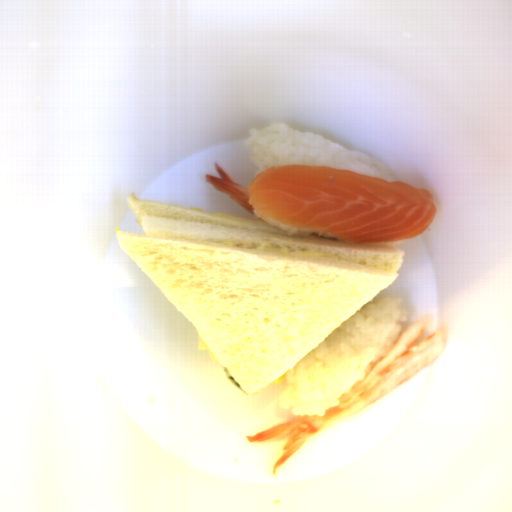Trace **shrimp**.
Instances as JSON below:
<instances>
[{"label": "shrimp", "mask_w": 512, "mask_h": 512, "mask_svg": "<svg viewBox=\"0 0 512 512\" xmlns=\"http://www.w3.org/2000/svg\"><path fill=\"white\" fill-rule=\"evenodd\" d=\"M430 321V317L425 315L401 330L398 339L386 355L368 367L341 396L336 407L328 409L324 415H298L293 420L269 428L253 437H246L250 444L256 445L285 441L281 456L272 468L273 475L309 438L372 404L434 363L446 347L444 332L438 329L416 343Z\"/></svg>", "instance_id": "1"}, {"label": "shrimp", "mask_w": 512, "mask_h": 512, "mask_svg": "<svg viewBox=\"0 0 512 512\" xmlns=\"http://www.w3.org/2000/svg\"><path fill=\"white\" fill-rule=\"evenodd\" d=\"M214 169L220 177L205 174L206 181L217 190L226 194L241 207L254 214L255 209L253 205H249L248 203L250 196L248 193L249 189L241 184L235 183L216 161L214 163Z\"/></svg>", "instance_id": "2"}]
</instances>
